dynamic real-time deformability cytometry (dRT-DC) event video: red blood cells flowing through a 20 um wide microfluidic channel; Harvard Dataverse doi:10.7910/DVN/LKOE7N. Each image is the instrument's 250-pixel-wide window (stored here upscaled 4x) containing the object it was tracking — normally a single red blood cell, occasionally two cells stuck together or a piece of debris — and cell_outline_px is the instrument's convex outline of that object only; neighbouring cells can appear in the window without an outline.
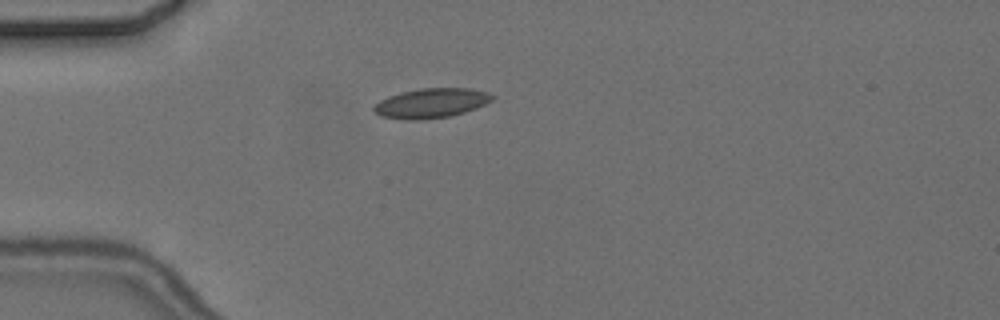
{"species": "common noctule bat (a hibernating species)", "species_latin": "Nyctalus noctula", "temperature_condition": "cold", "stored_images_in_passage": 5, "camera_frame_rate_fps": 3000, "um_per_image_px": 0.085, "animal": {"sex": "female", "body_mass_g": 24.6, "forearm_length_mm": 56.2}, "frame": {"image": 1, "passage_image": 5, "time_ms": 5.0, "image_size_px": [1000, 320], "cell_outline_px": [[496, 96], [492, 100], [476, 108], [452, 116], [420, 120], [404, 120], [380, 116], [372, 108], [380, 100], [388, 96], [420, 88], [472, 88], [488, 92]], "centroid_in_image_um": [36.67, 8.77], "position_along_channel_um": 48.3, "area_um2": 20.52}}